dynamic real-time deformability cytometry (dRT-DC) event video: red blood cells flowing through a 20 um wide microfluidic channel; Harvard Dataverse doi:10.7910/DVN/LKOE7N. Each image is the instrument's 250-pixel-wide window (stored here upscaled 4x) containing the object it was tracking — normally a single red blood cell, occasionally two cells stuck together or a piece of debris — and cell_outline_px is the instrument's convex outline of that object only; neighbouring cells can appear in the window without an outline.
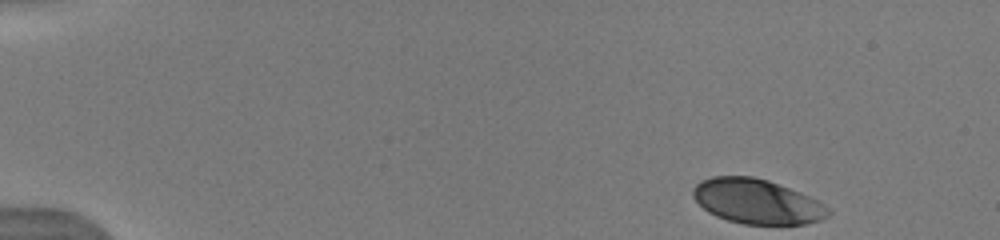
{"species": "human", "species_latin": "Homo sapiens", "temperature_condition": "warm", "stored_images_in_passage": 66, "camera_frame_rate_fps": 3000, "um_per_image_px": 0.085, "donor": {"sex": "male"}, "frame": {"image": 1, "passage_image": 1, "time_ms": 0.0, "image_size_px": [1000, 240], "cell_outline_px": [[832, 212], [828, 216], [820, 220], [804, 224], [744, 224], [728, 220], [716, 216], [708, 212], [692, 196], [692, 188], [700, 180], [712, 176], [752, 176], [768, 180], [808, 196], [824, 204]], "centroid_in_image_um": [64.31, 17.12], "position_along_channel_um": 20.7, "area_um2": 35.08}}
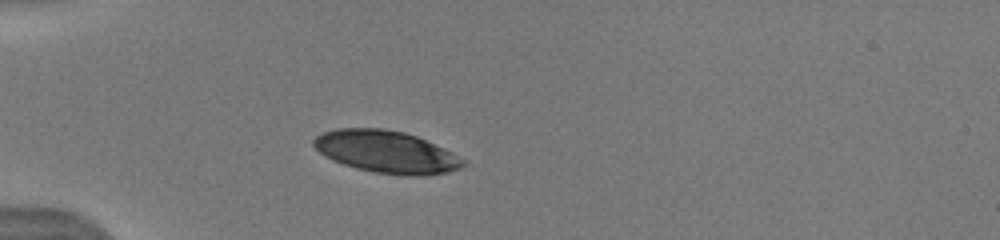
{"frame": {"image": 2, "passage_image": 15, "time_ms": 3.333, "image_size_px": [1000, 240], "cell_outline_px": [[468, 164], [460, 168], [448, 172], [416, 176], [376, 172], [356, 168], [332, 160], [320, 152], [312, 144], [312, 140], [316, 136], [324, 132], [336, 128], [384, 128], [404, 132], [416, 136], [452, 152], [464, 160]], "centroid_in_image_um": [32.83, 12.89], "position_along_channel_um": 52.2, "area_um2": 36.47}}
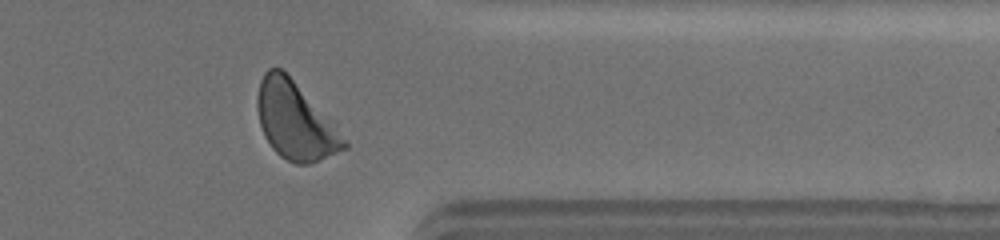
{"frame": {"image": 3, "passage_image": 54, "time_ms": 12.333, "image_size_px": [1000, 240], "cell_outline_px": [[348, 148], [312, 164], [296, 164], [280, 156], [272, 148], [264, 136], [260, 124], [256, 108], [256, 96], [260, 80], [264, 72], [268, 68], [280, 68], [292, 80], [348, 144]], "centroid_in_image_um": [25.0, 10.32], "position_along_channel_um": 386.4, "area_um2": 37.74}, "authors_computed_cell_mechanics": {"area_um2": 37.9168, "velocity_mm_per_s": 4.0078, "shape_relaxation_time_tau1_ms": 3.3395, "shape_relaxation_time_tau2_ms": null, "deformation_change_tau1": 0.1576, "deformation_change_tau2": null}}